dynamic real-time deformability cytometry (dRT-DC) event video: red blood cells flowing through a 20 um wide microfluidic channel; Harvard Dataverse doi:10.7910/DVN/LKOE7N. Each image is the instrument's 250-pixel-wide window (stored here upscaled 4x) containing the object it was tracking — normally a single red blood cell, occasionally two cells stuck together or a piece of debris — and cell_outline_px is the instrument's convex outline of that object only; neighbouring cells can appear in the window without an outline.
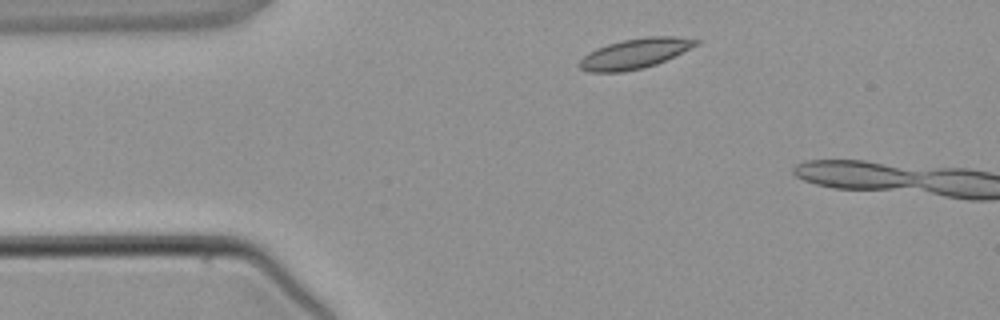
{"species": "common noctule bat (a hibernating species)", "species_latin": "Nyctalus noctula", "temperature_condition": "warm", "stored_images_in_passage": 3, "segment_of_instrument_passage": [2, 2], "camera_frame_rate_fps": 3000, "um_per_image_px": 0.085, "animal": {"sex": "male", "body_mass_g": 21.5, "forearm_length_mm": 52.0}, "frame": {"image": 1, "passage_image": 3, "time_ms": 2.333, "image_size_px": [1000, 320], "cell_outline_px": [[700, 44], [656, 64], [644, 68], [620, 72], [588, 72], [580, 68], [580, 60], [588, 52], [596, 48], [608, 44], [624, 40], [644, 36], [676, 36], [700, 40]], "centroid_in_image_um": [53.99, 4.54], "position_along_channel_um": 31.0, "area_um2": 20.35}}